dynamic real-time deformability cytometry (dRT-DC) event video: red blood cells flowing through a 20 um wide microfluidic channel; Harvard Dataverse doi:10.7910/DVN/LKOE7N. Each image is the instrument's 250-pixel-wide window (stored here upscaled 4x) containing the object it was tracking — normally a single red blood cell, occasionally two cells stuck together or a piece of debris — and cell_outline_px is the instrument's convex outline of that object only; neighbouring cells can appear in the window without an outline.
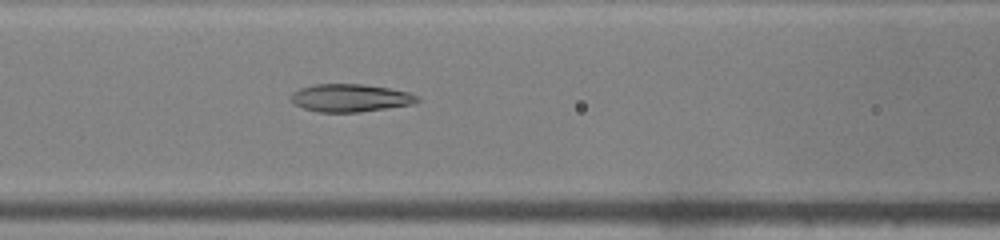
{"species": "common noctule bat (a hibernating species)", "species_latin": "Nyctalus noctula", "temperature_condition": "warm", "stored_images_in_passage": 32, "camera_frame_rate_fps": 3000, "um_per_image_px": 0.085, "animal": {"sex": "male", "body_mass_g": 19.0, "forearm_length_mm": 50.8}, "frame": {"image": 1, "passage_image": 7, "time_ms": 2.0, "image_size_px": [1000, 240], "cell_outline_px": [[420, 100], [412, 104], [360, 112], [320, 112], [304, 108], [296, 104], [288, 96], [292, 92], [300, 88], [316, 84], [364, 84], [388, 88], [408, 92], [420, 96]], "centroid_in_image_um": [29.78, 8.32], "position_along_channel_um": 136.8, "area_um2": 20.4}}
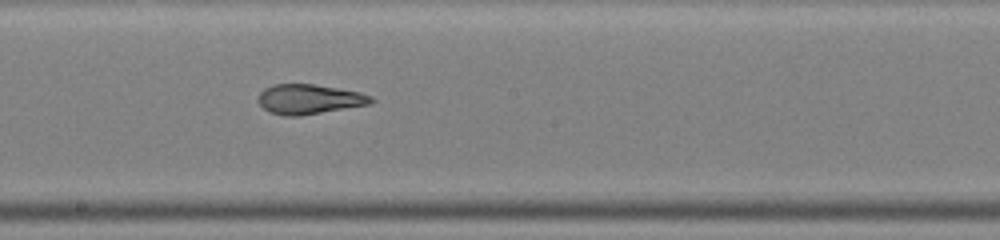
{"frame": {"image": 2, "passage_image": 13, "time_ms": 4.0, "image_size_px": [1000, 240], "cell_outline_px": [[376, 100], [368, 104], [300, 116], [284, 116], [272, 112], [264, 108], [256, 100], [260, 92], [264, 88], [272, 84], [312, 84], [360, 92], [372, 96]], "centroid_in_image_um": [26.25, 8.42], "position_along_channel_um": 222.0, "area_um2": 19.48}}
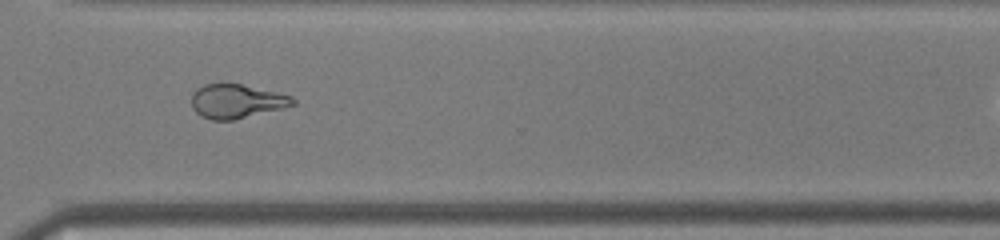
{"frame": {"image": 3, "passage_image": 22, "time_ms": 7.0, "image_size_px": [1000, 240], "cell_outline_px": [[296, 104], [284, 108], [232, 120], [212, 120], [200, 116], [192, 108], [192, 92], [196, 88], [204, 84], [220, 80], [240, 84], [276, 92], [292, 96], [296, 100]], "centroid_in_image_um": [20.06, 8.57], "position_along_channel_um": 350.5, "area_um2": 20.58}, "authors_computed_cell_mechanics": {"area_um2": 20.4901, "velocity_mm_per_s": 4.2639, "shape_relaxation_time_tau1_ms": null, "shape_relaxation_time_tau2_ms": 1.4224, "deformation_change_tau1": null, "deformation_change_tau2": 0.0861}}